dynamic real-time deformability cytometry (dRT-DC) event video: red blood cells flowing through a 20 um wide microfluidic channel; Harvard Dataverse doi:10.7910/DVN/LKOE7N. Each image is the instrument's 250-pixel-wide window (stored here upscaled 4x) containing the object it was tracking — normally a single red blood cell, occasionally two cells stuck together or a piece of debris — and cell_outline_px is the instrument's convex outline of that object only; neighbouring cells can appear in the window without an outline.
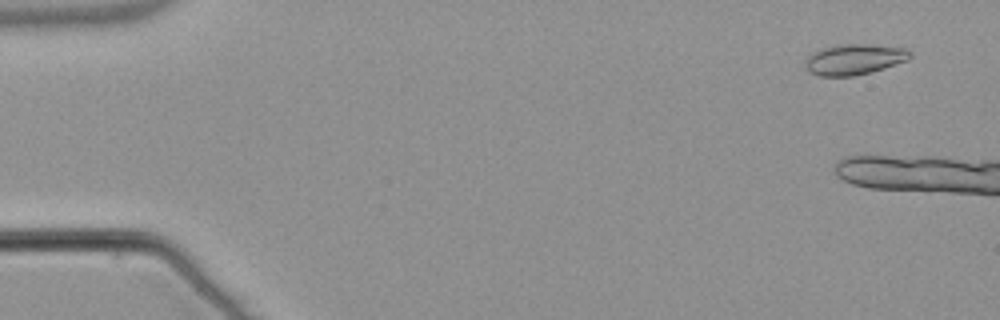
{"species": "common noctule bat (a hibernating species)", "species_latin": "Nyctalus noctula", "temperature_condition": "warm", "stored_images_in_passage": 8, "camera_frame_rate_fps": 3000, "um_per_image_px": 0.085, "animal": {"sex": "male", "body_mass_g": 21.5, "forearm_length_mm": 52.0}, "frame": {"image": 1, "passage_image": 4, "time_ms": 1.0, "image_size_px": [1000, 320], "cell_outline_px": [[912, 56], [908, 60], [872, 72], [856, 76], [820, 76], [808, 72], [804, 64], [804, 60], [812, 52], [820, 48], [836, 44], [876, 44], [908, 48], [912, 52]], "centroid_in_image_um": [72.61, 5.03], "position_along_channel_um": 12.4, "area_um2": 19.31}}